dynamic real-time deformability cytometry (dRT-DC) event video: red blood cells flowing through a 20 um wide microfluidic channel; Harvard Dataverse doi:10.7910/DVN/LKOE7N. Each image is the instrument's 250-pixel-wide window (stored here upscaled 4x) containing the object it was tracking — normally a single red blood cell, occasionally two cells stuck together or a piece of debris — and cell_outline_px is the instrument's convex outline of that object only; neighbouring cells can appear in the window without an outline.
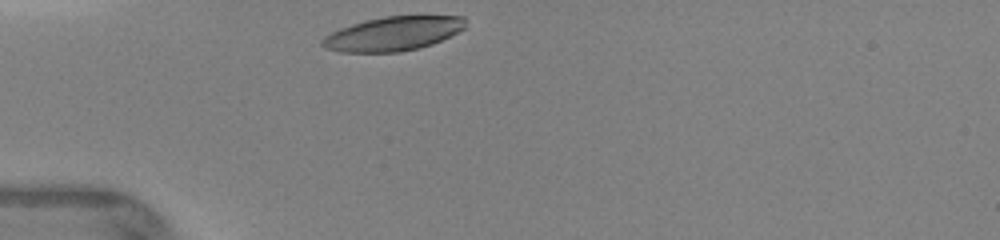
{"species": "human", "species_latin": "Homo sapiens", "temperature_condition": "warm", "stored_images_in_passage": 3, "camera_frame_rate_fps": 3000, "um_per_image_px": 0.085, "donor": {"sex": "female"}, "frame": {"image": 1, "passage_image": 1, "time_ms": 0.0, "image_size_px": [1000, 240], "cell_outline_px": [[464, 28], [432, 44], [420, 48], [400, 52], [340, 52], [324, 48], [320, 44], [320, 40], [324, 36], [340, 28], [352, 24], [384, 16], [464, 16]], "centroid_in_image_um": [33.35, 2.87], "position_along_channel_um": 51.7, "area_um2": 28.26}}